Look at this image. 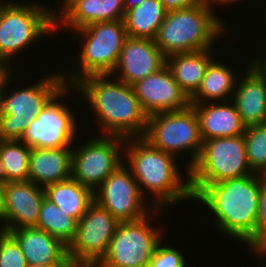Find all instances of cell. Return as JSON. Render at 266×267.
Wrapping results in <instances>:
<instances>
[{"label": "cell", "mask_w": 266, "mask_h": 267, "mask_svg": "<svg viewBox=\"0 0 266 267\" xmlns=\"http://www.w3.org/2000/svg\"><path fill=\"white\" fill-rule=\"evenodd\" d=\"M48 200L77 222L94 201V192L72 177L44 188Z\"/></svg>", "instance_id": "cell-25"}, {"label": "cell", "mask_w": 266, "mask_h": 267, "mask_svg": "<svg viewBox=\"0 0 266 267\" xmlns=\"http://www.w3.org/2000/svg\"><path fill=\"white\" fill-rule=\"evenodd\" d=\"M144 0H124V11L125 13L128 10H131L135 8L136 6H139Z\"/></svg>", "instance_id": "cell-38"}, {"label": "cell", "mask_w": 266, "mask_h": 267, "mask_svg": "<svg viewBox=\"0 0 266 267\" xmlns=\"http://www.w3.org/2000/svg\"><path fill=\"white\" fill-rule=\"evenodd\" d=\"M94 201L119 222L136 221L150 212L132 172L123 163L94 191ZM147 205V207H146ZM149 207V208H148Z\"/></svg>", "instance_id": "cell-14"}, {"label": "cell", "mask_w": 266, "mask_h": 267, "mask_svg": "<svg viewBox=\"0 0 266 267\" xmlns=\"http://www.w3.org/2000/svg\"><path fill=\"white\" fill-rule=\"evenodd\" d=\"M234 73L233 68L213 59L198 90L190 97V104L231 101L238 81Z\"/></svg>", "instance_id": "cell-24"}, {"label": "cell", "mask_w": 266, "mask_h": 267, "mask_svg": "<svg viewBox=\"0 0 266 267\" xmlns=\"http://www.w3.org/2000/svg\"><path fill=\"white\" fill-rule=\"evenodd\" d=\"M243 136L249 168L266 176V124L247 126Z\"/></svg>", "instance_id": "cell-29"}, {"label": "cell", "mask_w": 266, "mask_h": 267, "mask_svg": "<svg viewBox=\"0 0 266 267\" xmlns=\"http://www.w3.org/2000/svg\"><path fill=\"white\" fill-rule=\"evenodd\" d=\"M110 77V78H109ZM112 75H90L72 87L90 105L101 135L121 138L142 137L148 115L143 111L131 85L114 79Z\"/></svg>", "instance_id": "cell-1"}, {"label": "cell", "mask_w": 266, "mask_h": 267, "mask_svg": "<svg viewBox=\"0 0 266 267\" xmlns=\"http://www.w3.org/2000/svg\"><path fill=\"white\" fill-rule=\"evenodd\" d=\"M254 248H266V237Z\"/></svg>", "instance_id": "cell-42"}, {"label": "cell", "mask_w": 266, "mask_h": 267, "mask_svg": "<svg viewBox=\"0 0 266 267\" xmlns=\"http://www.w3.org/2000/svg\"><path fill=\"white\" fill-rule=\"evenodd\" d=\"M167 11L204 4L207 0H159Z\"/></svg>", "instance_id": "cell-33"}, {"label": "cell", "mask_w": 266, "mask_h": 267, "mask_svg": "<svg viewBox=\"0 0 266 267\" xmlns=\"http://www.w3.org/2000/svg\"><path fill=\"white\" fill-rule=\"evenodd\" d=\"M261 174L226 179L202 187L193 200L201 202L215 217L217 231L255 247V225Z\"/></svg>", "instance_id": "cell-2"}, {"label": "cell", "mask_w": 266, "mask_h": 267, "mask_svg": "<svg viewBox=\"0 0 266 267\" xmlns=\"http://www.w3.org/2000/svg\"><path fill=\"white\" fill-rule=\"evenodd\" d=\"M143 111L148 115L188 108L190 98L165 65L156 73L131 85Z\"/></svg>", "instance_id": "cell-15"}, {"label": "cell", "mask_w": 266, "mask_h": 267, "mask_svg": "<svg viewBox=\"0 0 266 267\" xmlns=\"http://www.w3.org/2000/svg\"><path fill=\"white\" fill-rule=\"evenodd\" d=\"M251 251H254L255 253L254 254H256L257 255V253H258V257L259 258H261V260L263 259V261H265L266 262V248H253ZM264 262V264L262 265V266H266V263Z\"/></svg>", "instance_id": "cell-40"}, {"label": "cell", "mask_w": 266, "mask_h": 267, "mask_svg": "<svg viewBox=\"0 0 266 267\" xmlns=\"http://www.w3.org/2000/svg\"><path fill=\"white\" fill-rule=\"evenodd\" d=\"M73 32L76 39H84L77 59L80 71H63L65 84L73 86L80 79L90 75H110L128 37L124 21L96 22Z\"/></svg>", "instance_id": "cell-6"}, {"label": "cell", "mask_w": 266, "mask_h": 267, "mask_svg": "<svg viewBox=\"0 0 266 267\" xmlns=\"http://www.w3.org/2000/svg\"><path fill=\"white\" fill-rule=\"evenodd\" d=\"M31 149L20 140H1L0 179L4 183L28 181Z\"/></svg>", "instance_id": "cell-27"}, {"label": "cell", "mask_w": 266, "mask_h": 267, "mask_svg": "<svg viewBox=\"0 0 266 267\" xmlns=\"http://www.w3.org/2000/svg\"><path fill=\"white\" fill-rule=\"evenodd\" d=\"M207 1L213 8H215L217 4L218 6L222 5L225 7V5L229 6L230 4L232 5L233 2L237 3V1L239 2L240 0H207Z\"/></svg>", "instance_id": "cell-37"}, {"label": "cell", "mask_w": 266, "mask_h": 267, "mask_svg": "<svg viewBox=\"0 0 266 267\" xmlns=\"http://www.w3.org/2000/svg\"><path fill=\"white\" fill-rule=\"evenodd\" d=\"M266 237V176L261 175L258 216L255 225V247Z\"/></svg>", "instance_id": "cell-32"}, {"label": "cell", "mask_w": 266, "mask_h": 267, "mask_svg": "<svg viewBox=\"0 0 266 267\" xmlns=\"http://www.w3.org/2000/svg\"><path fill=\"white\" fill-rule=\"evenodd\" d=\"M251 174L243 135L203 141L200 155L189 169L192 195L208 184Z\"/></svg>", "instance_id": "cell-8"}, {"label": "cell", "mask_w": 266, "mask_h": 267, "mask_svg": "<svg viewBox=\"0 0 266 267\" xmlns=\"http://www.w3.org/2000/svg\"><path fill=\"white\" fill-rule=\"evenodd\" d=\"M8 232L19 244L27 264L71 265L68 246L37 227H26Z\"/></svg>", "instance_id": "cell-18"}, {"label": "cell", "mask_w": 266, "mask_h": 267, "mask_svg": "<svg viewBox=\"0 0 266 267\" xmlns=\"http://www.w3.org/2000/svg\"><path fill=\"white\" fill-rule=\"evenodd\" d=\"M191 106L198 116L202 141L244 135L246 125L240 119L232 101L207 102Z\"/></svg>", "instance_id": "cell-19"}, {"label": "cell", "mask_w": 266, "mask_h": 267, "mask_svg": "<svg viewBox=\"0 0 266 267\" xmlns=\"http://www.w3.org/2000/svg\"><path fill=\"white\" fill-rule=\"evenodd\" d=\"M0 0V56L11 63L15 55L44 35L55 34V21L51 9L42 4L26 3L25 5Z\"/></svg>", "instance_id": "cell-7"}, {"label": "cell", "mask_w": 266, "mask_h": 267, "mask_svg": "<svg viewBox=\"0 0 266 267\" xmlns=\"http://www.w3.org/2000/svg\"><path fill=\"white\" fill-rule=\"evenodd\" d=\"M124 148L125 164L139 185L142 196L146 199L147 190L154 199L152 214L183 200L193 201L189 171L185 172L186 176L182 175L183 171L176 162L178 158L151 146L142 137L126 138Z\"/></svg>", "instance_id": "cell-3"}, {"label": "cell", "mask_w": 266, "mask_h": 267, "mask_svg": "<svg viewBox=\"0 0 266 267\" xmlns=\"http://www.w3.org/2000/svg\"><path fill=\"white\" fill-rule=\"evenodd\" d=\"M149 218L148 214L140 220L120 222L105 257L96 267H146L163 234Z\"/></svg>", "instance_id": "cell-10"}, {"label": "cell", "mask_w": 266, "mask_h": 267, "mask_svg": "<svg viewBox=\"0 0 266 267\" xmlns=\"http://www.w3.org/2000/svg\"><path fill=\"white\" fill-rule=\"evenodd\" d=\"M166 14L167 10L159 0H144L125 13L123 21L127 35L154 40Z\"/></svg>", "instance_id": "cell-26"}, {"label": "cell", "mask_w": 266, "mask_h": 267, "mask_svg": "<svg viewBox=\"0 0 266 267\" xmlns=\"http://www.w3.org/2000/svg\"><path fill=\"white\" fill-rule=\"evenodd\" d=\"M245 69L231 101L246 127L266 124V81L250 63Z\"/></svg>", "instance_id": "cell-20"}, {"label": "cell", "mask_w": 266, "mask_h": 267, "mask_svg": "<svg viewBox=\"0 0 266 267\" xmlns=\"http://www.w3.org/2000/svg\"><path fill=\"white\" fill-rule=\"evenodd\" d=\"M43 78L30 86L11 89L8 85L12 80L10 76L0 88L1 140H20L29 123L66 86L62 72Z\"/></svg>", "instance_id": "cell-5"}, {"label": "cell", "mask_w": 266, "mask_h": 267, "mask_svg": "<svg viewBox=\"0 0 266 267\" xmlns=\"http://www.w3.org/2000/svg\"><path fill=\"white\" fill-rule=\"evenodd\" d=\"M27 267H73L72 265H42V264H31Z\"/></svg>", "instance_id": "cell-41"}, {"label": "cell", "mask_w": 266, "mask_h": 267, "mask_svg": "<svg viewBox=\"0 0 266 267\" xmlns=\"http://www.w3.org/2000/svg\"><path fill=\"white\" fill-rule=\"evenodd\" d=\"M74 89L66 85L60 90L44 107V109L34 118L23 133L20 141L30 148H61L73 147L76 143L74 138L77 135L79 126L76 118L68 105L62 102V98H67Z\"/></svg>", "instance_id": "cell-12"}, {"label": "cell", "mask_w": 266, "mask_h": 267, "mask_svg": "<svg viewBox=\"0 0 266 267\" xmlns=\"http://www.w3.org/2000/svg\"><path fill=\"white\" fill-rule=\"evenodd\" d=\"M124 16V0H77L55 21V31L60 27L74 31L96 22L123 20Z\"/></svg>", "instance_id": "cell-21"}, {"label": "cell", "mask_w": 266, "mask_h": 267, "mask_svg": "<svg viewBox=\"0 0 266 267\" xmlns=\"http://www.w3.org/2000/svg\"><path fill=\"white\" fill-rule=\"evenodd\" d=\"M161 240L146 267H186L182 251L172 246L162 245ZM172 247V248H171ZM180 251V252H179Z\"/></svg>", "instance_id": "cell-31"}, {"label": "cell", "mask_w": 266, "mask_h": 267, "mask_svg": "<svg viewBox=\"0 0 266 267\" xmlns=\"http://www.w3.org/2000/svg\"><path fill=\"white\" fill-rule=\"evenodd\" d=\"M26 258L17 241L0 230V267H27Z\"/></svg>", "instance_id": "cell-30"}, {"label": "cell", "mask_w": 266, "mask_h": 267, "mask_svg": "<svg viewBox=\"0 0 266 267\" xmlns=\"http://www.w3.org/2000/svg\"><path fill=\"white\" fill-rule=\"evenodd\" d=\"M72 147L32 148L29 177L35 185L45 188L71 178Z\"/></svg>", "instance_id": "cell-22"}, {"label": "cell", "mask_w": 266, "mask_h": 267, "mask_svg": "<svg viewBox=\"0 0 266 267\" xmlns=\"http://www.w3.org/2000/svg\"><path fill=\"white\" fill-rule=\"evenodd\" d=\"M166 65V56L154 40L127 37L110 75L128 85L146 78ZM116 73V74H115Z\"/></svg>", "instance_id": "cell-17"}, {"label": "cell", "mask_w": 266, "mask_h": 267, "mask_svg": "<svg viewBox=\"0 0 266 267\" xmlns=\"http://www.w3.org/2000/svg\"><path fill=\"white\" fill-rule=\"evenodd\" d=\"M10 64H8L1 56H0V88L4 85V83L7 81V79L12 76V72L10 73L9 67Z\"/></svg>", "instance_id": "cell-34"}, {"label": "cell", "mask_w": 266, "mask_h": 267, "mask_svg": "<svg viewBox=\"0 0 266 267\" xmlns=\"http://www.w3.org/2000/svg\"><path fill=\"white\" fill-rule=\"evenodd\" d=\"M4 209L0 230L36 227L41 204L46 197L43 187L31 181L4 183Z\"/></svg>", "instance_id": "cell-16"}, {"label": "cell", "mask_w": 266, "mask_h": 267, "mask_svg": "<svg viewBox=\"0 0 266 267\" xmlns=\"http://www.w3.org/2000/svg\"><path fill=\"white\" fill-rule=\"evenodd\" d=\"M119 221L93 201L77 222L76 235L68 246L73 267H96L105 257Z\"/></svg>", "instance_id": "cell-11"}, {"label": "cell", "mask_w": 266, "mask_h": 267, "mask_svg": "<svg viewBox=\"0 0 266 267\" xmlns=\"http://www.w3.org/2000/svg\"><path fill=\"white\" fill-rule=\"evenodd\" d=\"M260 59V60H259ZM255 70L265 79L266 81V56L263 59L258 58L254 59L253 61L249 62Z\"/></svg>", "instance_id": "cell-35"}, {"label": "cell", "mask_w": 266, "mask_h": 267, "mask_svg": "<svg viewBox=\"0 0 266 267\" xmlns=\"http://www.w3.org/2000/svg\"><path fill=\"white\" fill-rule=\"evenodd\" d=\"M75 1L77 0H61L60 6L62 7L59 9L60 12L58 13V11L56 12L54 9H52L53 11L51 10L54 21H56Z\"/></svg>", "instance_id": "cell-36"}, {"label": "cell", "mask_w": 266, "mask_h": 267, "mask_svg": "<svg viewBox=\"0 0 266 267\" xmlns=\"http://www.w3.org/2000/svg\"><path fill=\"white\" fill-rule=\"evenodd\" d=\"M142 138L151 146L176 158L178 154L180 157L183 152H189L191 160L187 162L186 171L195 164L203 144L198 116L191 105L184 110L160 112L148 116Z\"/></svg>", "instance_id": "cell-9"}, {"label": "cell", "mask_w": 266, "mask_h": 267, "mask_svg": "<svg viewBox=\"0 0 266 267\" xmlns=\"http://www.w3.org/2000/svg\"><path fill=\"white\" fill-rule=\"evenodd\" d=\"M208 1L204 4L167 11L154 38L155 45L167 57L175 53L212 49L218 37L226 35V24L216 16ZM225 31V32H224Z\"/></svg>", "instance_id": "cell-4"}, {"label": "cell", "mask_w": 266, "mask_h": 267, "mask_svg": "<svg viewBox=\"0 0 266 267\" xmlns=\"http://www.w3.org/2000/svg\"><path fill=\"white\" fill-rule=\"evenodd\" d=\"M212 49L175 53L166 57V66L180 88L190 98L199 88L210 62Z\"/></svg>", "instance_id": "cell-23"}, {"label": "cell", "mask_w": 266, "mask_h": 267, "mask_svg": "<svg viewBox=\"0 0 266 267\" xmlns=\"http://www.w3.org/2000/svg\"><path fill=\"white\" fill-rule=\"evenodd\" d=\"M125 139L102 135L72 147L71 177L93 192L121 164ZM122 149V150H121ZM121 152V153H120Z\"/></svg>", "instance_id": "cell-13"}, {"label": "cell", "mask_w": 266, "mask_h": 267, "mask_svg": "<svg viewBox=\"0 0 266 267\" xmlns=\"http://www.w3.org/2000/svg\"><path fill=\"white\" fill-rule=\"evenodd\" d=\"M4 182L0 179V220L2 221L4 209Z\"/></svg>", "instance_id": "cell-39"}, {"label": "cell", "mask_w": 266, "mask_h": 267, "mask_svg": "<svg viewBox=\"0 0 266 267\" xmlns=\"http://www.w3.org/2000/svg\"><path fill=\"white\" fill-rule=\"evenodd\" d=\"M36 227L69 246L76 235L77 221L45 197Z\"/></svg>", "instance_id": "cell-28"}]
</instances>
